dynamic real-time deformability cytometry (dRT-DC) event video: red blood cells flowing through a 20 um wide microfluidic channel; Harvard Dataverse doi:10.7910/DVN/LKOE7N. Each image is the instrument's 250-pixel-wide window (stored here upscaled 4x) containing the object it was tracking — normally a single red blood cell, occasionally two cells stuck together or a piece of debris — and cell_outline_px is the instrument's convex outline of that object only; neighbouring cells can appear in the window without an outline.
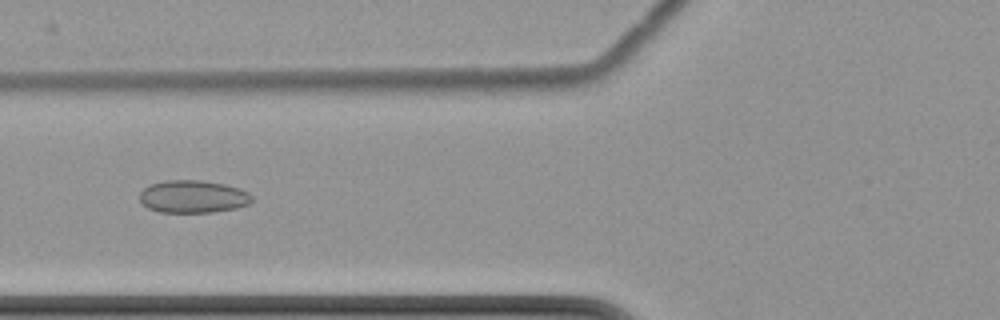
{"species": "common noctule bat (a hibernating species)", "species_latin": "Nyctalus noctula", "temperature_condition": "cold", "stored_images_in_passage": 9, "camera_frame_rate_fps": 3000, "um_per_image_px": 0.085, "animal": {"sex": "female", "body_mass_g": 22.7, "forearm_length_mm": 54.2}, "frame": {"image": 1, "passage_image": 8, "time_ms": 8.333, "image_size_px": [1000, 320], "cell_outline_px": [[252, 200], [248, 204], [236, 208], [212, 212], [160, 212], [148, 208], [140, 200], [140, 192], [148, 184], [164, 180], [200, 180], [224, 184], [240, 188], [248, 192], [252, 196]], "centroid_in_image_um": [16.39, 16.7], "position_along_channel_um": 109.4, "area_um2": 21.39}}
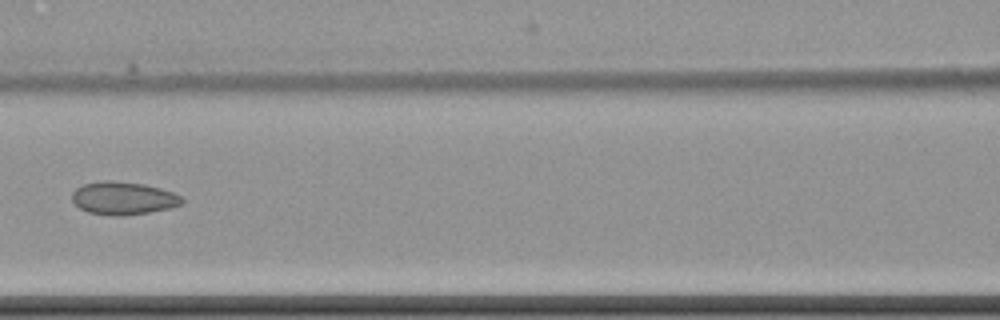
{"frame": {"image": 2, "passage_image": 9, "time_ms": 9.667, "image_size_px": [1000, 320], "cell_outline_px": [[184, 200], [180, 204], [172, 208], [148, 212], [120, 216], [112, 216], [88, 212], [80, 208], [72, 200], [72, 192], [76, 188], [84, 184], [104, 180], [112, 180], [144, 184], [160, 188], [172, 192], [180, 196]], "centroid_in_image_um": [10.46, 16.84], "position_along_channel_um": 156.1, "area_um2": 21.04}}